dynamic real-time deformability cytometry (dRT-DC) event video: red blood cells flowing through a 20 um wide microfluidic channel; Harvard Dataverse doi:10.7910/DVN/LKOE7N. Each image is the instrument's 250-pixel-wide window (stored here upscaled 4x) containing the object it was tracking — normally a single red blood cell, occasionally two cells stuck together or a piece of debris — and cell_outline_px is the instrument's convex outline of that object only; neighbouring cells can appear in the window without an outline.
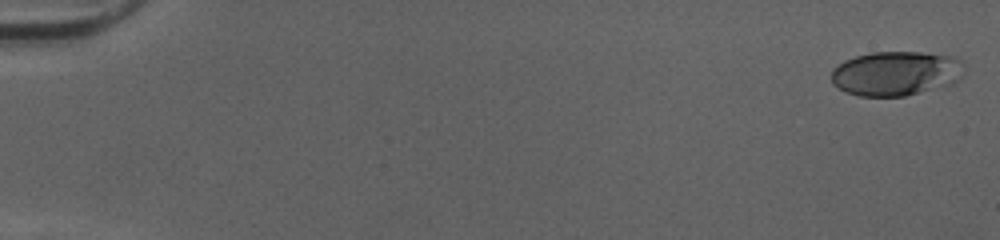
{"species": "human", "species_latin": "Homo sapiens", "temperature_condition": "cold", "stored_images_in_passage": 51, "camera_frame_rate_fps": 3000, "um_per_image_px": 0.085, "donor": {"sex": "female"}, "frame": {"image": 1, "passage_image": 1, "time_ms": 0.0, "image_size_px": [1000, 240], "cell_outline_px": [[964, 64], [960, 80], [952, 84], [904, 96], [860, 96], [848, 92], [832, 84], [832, 68], [844, 60], [856, 56], [872, 52], [920, 52], [952, 56], [960, 60]], "centroid_in_image_um": [76.16, 6.23], "position_along_channel_um": 8.8, "area_um2": 34.39}}
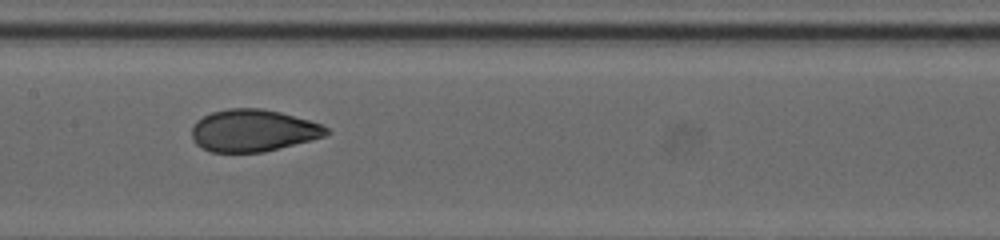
{"frame": {"image": 2, "passage_image": 27, "time_ms": 8.667, "image_size_px": [1000, 240], "cell_outline_px": [[332, 132], [324, 136], [312, 140], [264, 152], [212, 152], [196, 144], [192, 140], [192, 128], [196, 120], [212, 112], [228, 108], [260, 108], [280, 112], [308, 120], [320, 124], [328, 128]], "centroid_in_image_um": [21.51, 11.1], "position_along_channel_um": 185.9, "area_um2": 33.0}}
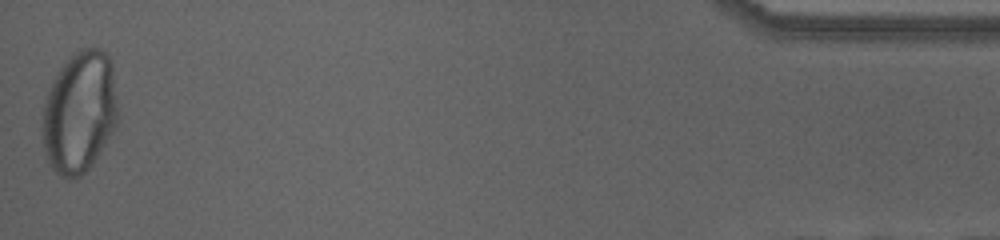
{"frame": {"image": 3, "passage_image": 51, "time_ms": 16.667, "image_size_px": [1000, 240], "cell_outline_px": [[116, 124], [112, 132], [100, 152], [92, 164], [80, 176], [60, 176], [52, 168], [48, 160], [44, 148], [44, 104], [52, 80], [60, 68], [80, 48], [100, 48], [112, 60], [116, 100]], "centroid_in_image_um": [6.77, 9.5], "position_along_channel_um": 428.4, "area_um2": 52.54}, "authors_computed_cell_mechanics": {"area_um2": 33.813, "velocity_mm_per_s": 4.0651, "shape_relaxation_time_tau1_ms": 6.8663, "shape_relaxation_time_tau2_ms": null, "deformation_change_tau1": 0.2393, "deformation_change_tau2": null}}